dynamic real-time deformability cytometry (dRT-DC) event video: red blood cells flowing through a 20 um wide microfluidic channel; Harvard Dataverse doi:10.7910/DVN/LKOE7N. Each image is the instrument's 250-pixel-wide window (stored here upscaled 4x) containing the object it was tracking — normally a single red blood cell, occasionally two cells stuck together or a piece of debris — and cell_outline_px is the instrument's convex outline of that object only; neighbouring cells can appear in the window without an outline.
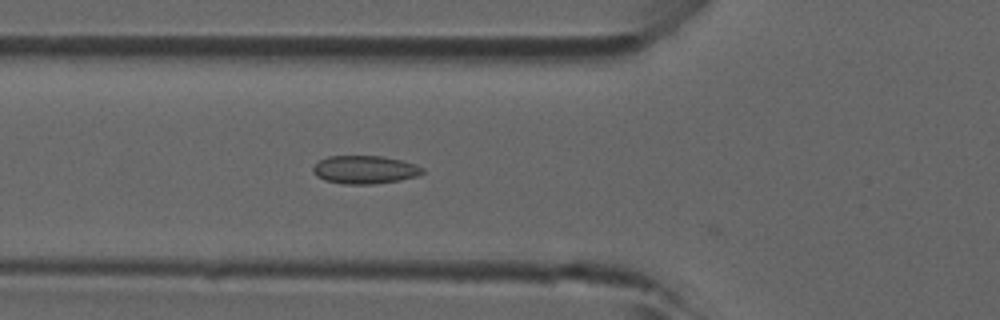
{"species": "common noctule bat (a hibernating species)", "species_latin": "Nyctalus noctula", "temperature_condition": "room temperature", "stored_images_in_passage": 18, "camera_frame_rate_fps": 3000, "um_per_image_px": 0.085, "animal": {"sex": "male", "forearm_length_mm": 52.5}, "frame": {"image": 1, "passage_image": 17, "time_ms": 5.333, "image_size_px": [1000, 320], "cell_outline_px": [[424, 172], [416, 176], [400, 180], [376, 184], [344, 184], [324, 180], [316, 176], [312, 172], [312, 168], [320, 160], [328, 156], [380, 156], [400, 160], [416, 164], [424, 168]], "centroid_in_image_um": [31.0, 14.43], "position_along_channel_um": 94.8, "area_um2": 17.98}}